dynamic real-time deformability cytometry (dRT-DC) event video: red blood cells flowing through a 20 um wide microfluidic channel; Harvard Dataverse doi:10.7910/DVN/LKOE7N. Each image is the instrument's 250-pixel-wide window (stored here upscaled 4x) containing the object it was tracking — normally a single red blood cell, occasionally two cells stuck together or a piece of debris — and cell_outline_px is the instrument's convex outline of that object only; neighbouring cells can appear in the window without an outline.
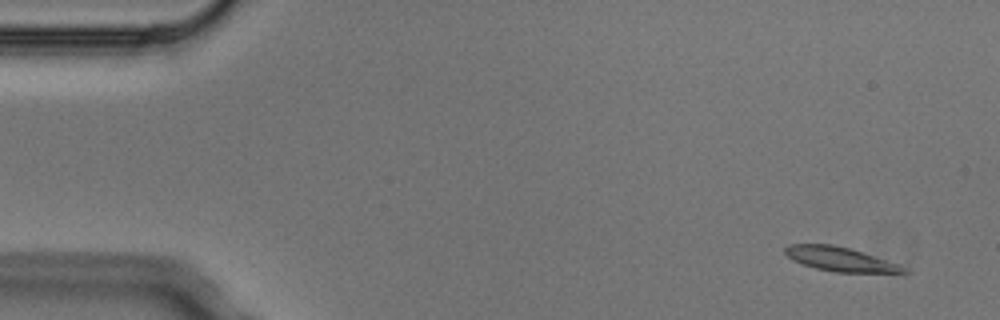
{"species": "Egyptian fruit bat (a non-hibernating species)", "species_latin": "Rousettus aegyptiacus", "temperature_condition": "cold", "stored_images_in_passage": 4, "camera_frame_rate_fps": 3000, "um_per_image_px": 0.085, "animal": {"sex": "male"}, "frame": {"image": 1, "passage_image": 1, "time_ms": 0.0, "image_size_px": [1000, 320], "cell_outline_px": [[908, 272], [836, 272], [816, 268], [792, 260], [784, 252], [784, 248], [788, 244], [832, 244], [852, 248], [900, 264], [908, 268]], "centroid_in_image_um": [71.42, 22.01], "position_along_channel_um": 13.6, "area_um2": 16.7}}
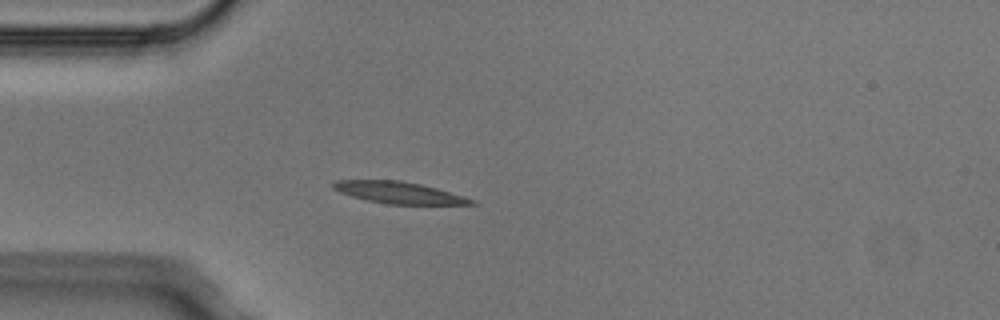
{"frame": {"image": 2, "passage_image": 4, "time_ms": 1.0, "image_size_px": [1000, 320], "cell_outline_px": [[476, 204], [388, 204], [368, 200], [352, 196], [340, 192], [332, 188], [332, 184], [336, 180], [400, 180], [420, 184], [436, 188], [464, 196], [476, 200]], "centroid_in_image_um": [33.9, 16.37], "position_along_channel_um": 51.1, "area_um2": 17.28}}